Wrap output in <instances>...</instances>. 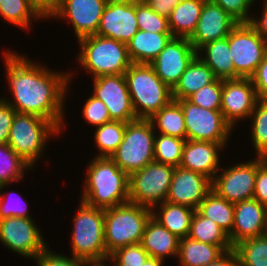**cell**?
<instances>
[{"label": "cell", "mask_w": 267, "mask_h": 266, "mask_svg": "<svg viewBox=\"0 0 267 266\" xmlns=\"http://www.w3.org/2000/svg\"><path fill=\"white\" fill-rule=\"evenodd\" d=\"M216 79L212 69L196 56L172 89L173 100L187 99L191 94L210 85Z\"/></svg>", "instance_id": "obj_27"}, {"label": "cell", "mask_w": 267, "mask_h": 266, "mask_svg": "<svg viewBox=\"0 0 267 266\" xmlns=\"http://www.w3.org/2000/svg\"><path fill=\"white\" fill-rule=\"evenodd\" d=\"M196 56L197 51L189 38L173 37L150 65L156 75L173 89Z\"/></svg>", "instance_id": "obj_17"}, {"label": "cell", "mask_w": 267, "mask_h": 266, "mask_svg": "<svg viewBox=\"0 0 267 266\" xmlns=\"http://www.w3.org/2000/svg\"><path fill=\"white\" fill-rule=\"evenodd\" d=\"M82 109L83 118L90 125L97 127L111 121L108 109L104 102L92 95L90 98H87Z\"/></svg>", "instance_id": "obj_43"}, {"label": "cell", "mask_w": 267, "mask_h": 266, "mask_svg": "<svg viewBox=\"0 0 267 266\" xmlns=\"http://www.w3.org/2000/svg\"><path fill=\"white\" fill-rule=\"evenodd\" d=\"M224 251L217 245L200 242L189 237L180 239L177 258L182 266H206Z\"/></svg>", "instance_id": "obj_29"}, {"label": "cell", "mask_w": 267, "mask_h": 266, "mask_svg": "<svg viewBox=\"0 0 267 266\" xmlns=\"http://www.w3.org/2000/svg\"><path fill=\"white\" fill-rule=\"evenodd\" d=\"M159 206L158 210L157 208L151 209V217L180 239L188 237L195 210L166 201Z\"/></svg>", "instance_id": "obj_26"}, {"label": "cell", "mask_w": 267, "mask_h": 266, "mask_svg": "<svg viewBox=\"0 0 267 266\" xmlns=\"http://www.w3.org/2000/svg\"><path fill=\"white\" fill-rule=\"evenodd\" d=\"M159 15L169 17L180 0H144Z\"/></svg>", "instance_id": "obj_50"}, {"label": "cell", "mask_w": 267, "mask_h": 266, "mask_svg": "<svg viewBox=\"0 0 267 266\" xmlns=\"http://www.w3.org/2000/svg\"><path fill=\"white\" fill-rule=\"evenodd\" d=\"M151 209L128 202L104 210V236L107 257L115 250L141 243Z\"/></svg>", "instance_id": "obj_5"}, {"label": "cell", "mask_w": 267, "mask_h": 266, "mask_svg": "<svg viewBox=\"0 0 267 266\" xmlns=\"http://www.w3.org/2000/svg\"><path fill=\"white\" fill-rule=\"evenodd\" d=\"M250 79L256 89L258 100L267 102V55L258 65Z\"/></svg>", "instance_id": "obj_47"}, {"label": "cell", "mask_w": 267, "mask_h": 266, "mask_svg": "<svg viewBox=\"0 0 267 266\" xmlns=\"http://www.w3.org/2000/svg\"><path fill=\"white\" fill-rule=\"evenodd\" d=\"M149 257L141 243H136L115 250L109 255L108 261L115 266H142Z\"/></svg>", "instance_id": "obj_41"}, {"label": "cell", "mask_w": 267, "mask_h": 266, "mask_svg": "<svg viewBox=\"0 0 267 266\" xmlns=\"http://www.w3.org/2000/svg\"><path fill=\"white\" fill-rule=\"evenodd\" d=\"M227 143L187 140L185 142L180 167L201 173L211 180L220 171L219 152Z\"/></svg>", "instance_id": "obj_22"}, {"label": "cell", "mask_w": 267, "mask_h": 266, "mask_svg": "<svg viewBox=\"0 0 267 266\" xmlns=\"http://www.w3.org/2000/svg\"><path fill=\"white\" fill-rule=\"evenodd\" d=\"M92 79V96L104 102L111 120L128 123L137 119L124 74L102 75Z\"/></svg>", "instance_id": "obj_14"}, {"label": "cell", "mask_w": 267, "mask_h": 266, "mask_svg": "<svg viewBox=\"0 0 267 266\" xmlns=\"http://www.w3.org/2000/svg\"><path fill=\"white\" fill-rule=\"evenodd\" d=\"M221 170L212 180V190L219 196L233 204L254 197L257 158Z\"/></svg>", "instance_id": "obj_13"}, {"label": "cell", "mask_w": 267, "mask_h": 266, "mask_svg": "<svg viewBox=\"0 0 267 266\" xmlns=\"http://www.w3.org/2000/svg\"><path fill=\"white\" fill-rule=\"evenodd\" d=\"M265 235L267 236V220H266V230H265Z\"/></svg>", "instance_id": "obj_55"}, {"label": "cell", "mask_w": 267, "mask_h": 266, "mask_svg": "<svg viewBox=\"0 0 267 266\" xmlns=\"http://www.w3.org/2000/svg\"><path fill=\"white\" fill-rule=\"evenodd\" d=\"M241 266H267V236L248 238L234 246Z\"/></svg>", "instance_id": "obj_36"}, {"label": "cell", "mask_w": 267, "mask_h": 266, "mask_svg": "<svg viewBox=\"0 0 267 266\" xmlns=\"http://www.w3.org/2000/svg\"><path fill=\"white\" fill-rule=\"evenodd\" d=\"M182 108L186 139L228 143L232 128L220 110H210L191 103L188 99L176 100Z\"/></svg>", "instance_id": "obj_10"}, {"label": "cell", "mask_w": 267, "mask_h": 266, "mask_svg": "<svg viewBox=\"0 0 267 266\" xmlns=\"http://www.w3.org/2000/svg\"><path fill=\"white\" fill-rule=\"evenodd\" d=\"M107 260H108V257L104 259H100V260H90V261H87V266H108L106 264ZM112 266H115V264L113 263Z\"/></svg>", "instance_id": "obj_54"}, {"label": "cell", "mask_w": 267, "mask_h": 266, "mask_svg": "<svg viewBox=\"0 0 267 266\" xmlns=\"http://www.w3.org/2000/svg\"><path fill=\"white\" fill-rule=\"evenodd\" d=\"M33 168L25 162L7 143L0 144V186L18 182L25 170Z\"/></svg>", "instance_id": "obj_34"}, {"label": "cell", "mask_w": 267, "mask_h": 266, "mask_svg": "<svg viewBox=\"0 0 267 266\" xmlns=\"http://www.w3.org/2000/svg\"><path fill=\"white\" fill-rule=\"evenodd\" d=\"M222 7L237 23H249L251 6L256 0H210Z\"/></svg>", "instance_id": "obj_44"}, {"label": "cell", "mask_w": 267, "mask_h": 266, "mask_svg": "<svg viewBox=\"0 0 267 266\" xmlns=\"http://www.w3.org/2000/svg\"><path fill=\"white\" fill-rule=\"evenodd\" d=\"M211 190L212 180L207 176L180 166L175 167L166 202L197 210Z\"/></svg>", "instance_id": "obj_19"}, {"label": "cell", "mask_w": 267, "mask_h": 266, "mask_svg": "<svg viewBox=\"0 0 267 266\" xmlns=\"http://www.w3.org/2000/svg\"><path fill=\"white\" fill-rule=\"evenodd\" d=\"M254 199L267 207V158L257 157V174Z\"/></svg>", "instance_id": "obj_46"}, {"label": "cell", "mask_w": 267, "mask_h": 266, "mask_svg": "<svg viewBox=\"0 0 267 266\" xmlns=\"http://www.w3.org/2000/svg\"><path fill=\"white\" fill-rule=\"evenodd\" d=\"M263 2V10H262V16L260 15V19L254 18V16L251 18L249 24L256 30V32L267 42V0H264Z\"/></svg>", "instance_id": "obj_51"}, {"label": "cell", "mask_w": 267, "mask_h": 266, "mask_svg": "<svg viewBox=\"0 0 267 266\" xmlns=\"http://www.w3.org/2000/svg\"><path fill=\"white\" fill-rule=\"evenodd\" d=\"M175 167L151 162L129 176V200L147 208L166 201Z\"/></svg>", "instance_id": "obj_9"}, {"label": "cell", "mask_w": 267, "mask_h": 266, "mask_svg": "<svg viewBox=\"0 0 267 266\" xmlns=\"http://www.w3.org/2000/svg\"><path fill=\"white\" fill-rule=\"evenodd\" d=\"M0 17L26 30H30L31 20L43 19L26 0H0Z\"/></svg>", "instance_id": "obj_35"}, {"label": "cell", "mask_w": 267, "mask_h": 266, "mask_svg": "<svg viewBox=\"0 0 267 266\" xmlns=\"http://www.w3.org/2000/svg\"><path fill=\"white\" fill-rule=\"evenodd\" d=\"M16 111L0 97V144L8 141L10 128Z\"/></svg>", "instance_id": "obj_48"}, {"label": "cell", "mask_w": 267, "mask_h": 266, "mask_svg": "<svg viewBox=\"0 0 267 266\" xmlns=\"http://www.w3.org/2000/svg\"><path fill=\"white\" fill-rule=\"evenodd\" d=\"M267 207L251 198L234 204V226L229 235L234 247L240 241L265 234Z\"/></svg>", "instance_id": "obj_21"}, {"label": "cell", "mask_w": 267, "mask_h": 266, "mask_svg": "<svg viewBox=\"0 0 267 266\" xmlns=\"http://www.w3.org/2000/svg\"><path fill=\"white\" fill-rule=\"evenodd\" d=\"M237 24L222 7L206 0L189 41L197 51L206 43L226 38Z\"/></svg>", "instance_id": "obj_20"}, {"label": "cell", "mask_w": 267, "mask_h": 266, "mask_svg": "<svg viewBox=\"0 0 267 266\" xmlns=\"http://www.w3.org/2000/svg\"><path fill=\"white\" fill-rule=\"evenodd\" d=\"M186 140L175 136L157 134L154 144V161L179 167Z\"/></svg>", "instance_id": "obj_37"}, {"label": "cell", "mask_w": 267, "mask_h": 266, "mask_svg": "<svg viewBox=\"0 0 267 266\" xmlns=\"http://www.w3.org/2000/svg\"><path fill=\"white\" fill-rule=\"evenodd\" d=\"M6 186H9V185H1L0 186V220L6 219L9 217L31 218V216H30L31 214H29V211L27 208L28 205L25 204L27 201L24 200V203H23L22 202L23 198L19 194H17L16 196H12L13 195L12 193H15V191L3 193L2 189L5 188ZM5 193H8V194L10 193L11 195H8ZM18 195H19V197H18ZM11 196H12V198L13 197H15V198L17 197V198L14 199V201H13V199H11ZM22 203L25 205L23 206Z\"/></svg>", "instance_id": "obj_42"}, {"label": "cell", "mask_w": 267, "mask_h": 266, "mask_svg": "<svg viewBox=\"0 0 267 266\" xmlns=\"http://www.w3.org/2000/svg\"><path fill=\"white\" fill-rule=\"evenodd\" d=\"M108 0H58L52 15L55 19H67L78 38L95 35Z\"/></svg>", "instance_id": "obj_18"}, {"label": "cell", "mask_w": 267, "mask_h": 266, "mask_svg": "<svg viewBox=\"0 0 267 266\" xmlns=\"http://www.w3.org/2000/svg\"><path fill=\"white\" fill-rule=\"evenodd\" d=\"M43 18L50 19L54 14L58 0H26Z\"/></svg>", "instance_id": "obj_49"}, {"label": "cell", "mask_w": 267, "mask_h": 266, "mask_svg": "<svg viewBox=\"0 0 267 266\" xmlns=\"http://www.w3.org/2000/svg\"><path fill=\"white\" fill-rule=\"evenodd\" d=\"M87 165L80 201L109 209L130 202L129 175L109 157H94Z\"/></svg>", "instance_id": "obj_2"}, {"label": "cell", "mask_w": 267, "mask_h": 266, "mask_svg": "<svg viewBox=\"0 0 267 266\" xmlns=\"http://www.w3.org/2000/svg\"><path fill=\"white\" fill-rule=\"evenodd\" d=\"M137 119H150L172 100V89L150 64L133 63L124 73Z\"/></svg>", "instance_id": "obj_3"}, {"label": "cell", "mask_w": 267, "mask_h": 266, "mask_svg": "<svg viewBox=\"0 0 267 266\" xmlns=\"http://www.w3.org/2000/svg\"><path fill=\"white\" fill-rule=\"evenodd\" d=\"M222 98V79H216L210 85L200 88L198 91L191 94L187 99L202 108L210 110L221 109Z\"/></svg>", "instance_id": "obj_40"}, {"label": "cell", "mask_w": 267, "mask_h": 266, "mask_svg": "<svg viewBox=\"0 0 267 266\" xmlns=\"http://www.w3.org/2000/svg\"><path fill=\"white\" fill-rule=\"evenodd\" d=\"M155 132L186 140V127L181 105L172 100L150 119ZM156 127V128H155Z\"/></svg>", "instance_id": "obj_32"}, {"label": "cell", "mask_w": 267, "mask_h": 266, "mask_svg": "<svg viewBox=\"0 0 267 266\" xmlns=\"http://www.w3.org/2000/svg\"><path fill=\"white\" fill-rule=\"evenodd\" d=\"M258 101L250 78L222 80L221 109L226 122L233 128L236 122L249 119Z\"/></svg>", "instance_id": "obj_16"}, {"label": "cell", "mask_w": 267, "mask_h": 266, "mask_svg": "<svg viewBox=\"0 0 267 266\" xmlns=\"http://www.w3.org/2000/svg\"><path fill=\"white\" fill-rule=\"evenodd\" d=\"M206 0H180L168 17L173 37L190 38L194 33Z\"/></svg>", "instance_id": "obj_28"}, {"label": "cell", "mask_w": 267, "mask_h": 266, "mask_svg": "<svg viewBox=\"0 0 267 266\" xmlns=\"http://www.w3.org/2000/svg\"><path fill=\"white\" fill-rule=\"evenodd\" d=\"M138 29L153 33H171L168 17L159 15L144 0H136Z\"/></svg>", "instance_id": "obj_39"}, {"label": "cell", "mask_w": 267, "mask_h": 266, "mask_svg": "<svg viewBox=\"0 0 267 266\" xmlns=\"http://www.w3.org/2000/svg\"><path fill=\"white\" fill-rule=\"evenodd\" d=\"M126 124L121 121L111 120L101 126H97L94 135V144L99 150L94 157H111L122 143L126 130Z\"/></svg>", "instance_id": "obj_33"}, {"label": "cell", "mask_w": 267, "mask_h": 266, "mask_svg": "<svg viewBox=\"0 0 267 266\" xmlns=\"http://www.w3.org/2000/svg\"><path fill=\"white\" fill-rule=\"evenodd\" d=\"M47 247L36 259L37 266H87V261L65 256L64 254H57Z\"/></svg>", "instance_id": "obj_45"}, {"label": "cell", "mask_w": 267, "mask_h": 266, "mask_svg": "<svg viewBox=\"0 0 267 266\" xmlns=\"http://www.w3.org/2000/svg\"><path fill=\"white\" fill-rule=\"evenodd\" d=\"M141 245L150 257L165 260L166 257H177L180 238L150 217L144 228Z\"/></svg>", "instance_id": "obj_23"}, {"label": "cell", "mask_w": 267, "mask_h": 266, "mask_svg": "<svg viewBox=\"0 0 267 266\" xmlns=\"http://www.w3.org/2000/svg\"><path fill=\"white\" fill-rule=\"evenodd\" d=\"M33 218L9 217L0 220V242L20 256L36 259L48 245Z\"/></svg>", "instance_id": "obj_12"}, {"label": "cell", "mask_w": 267, "mask_h": 266, "mask_svg": "<svg viewBox=\"0 0 267 266\" xmlns=\"http://www.w3.org/2000/svg\"><path fill=\"white\" fill-rule=\"evenodd\" d=\"M3 55L8 88L13 101L3 99L16 112L42 117L52 121L62 130L66 125L63 123V102L73 74L51 71L44 65L26 58L27 56L8 49Z\"/></svg>", "instance_id": "obj_1"}, {"label": "cell", "mask_w": 267, "mask_h": 266, "mask_svg": "<svg viewBox=\"0 0 267 266\" xmlns=\"http://www.w3.org/2000/svg\"><path fill=\"white\" fill-rule=\"evenodd\" d=\"M197 211L217 223L228 235L234 226V204L211 190L199 204Z\"/></svg>", "instance_id": "obj_31"}, {"label": "cell", "mask_w": 267, "mask_h": 266, "mask_svg": "<svg viewBox=\"0 0 267 266\" xmlns=\"http://www.w3.org/2000/svg\"><path fill=\"white\" fill-rule=\"evenodd\" d=\"M188 237L200 242L219 246L224 252L234 248L229 235L214 221L195 210Z\"/></svg>", "instance_id": "obj_30"}, {"label": "cell", "mask_w": 267, "mask_h": 266, "mask_svg": "<svg viewBox=\"0 0 267 266\" xmlns=\"http://www.w3.org/2000/svg\"><path fill=\"white\" fill-rule=\"evenodd\" d=\"M163 263L162 259L149 257L142 266H162Z\"/></svg>", "instance_id": "obj_53"}, {"label": "cell", "mask_w": 267, "mask_h": 266, "mask_svg": "<svg viewBox=\"0 0 267 266\" xmlns=\"http://www.w3.org/2000/svg\"><path fill=\"white\" fill-rule=\"evenodd\" d=\"M138 30L136 0H108L96 35L127 44Z\"/></svg>", "instance_id": "obj_15"}, {"label": "cell", "mask_w": 267, "mask_h": 266, "mask_svg": "<svg viewBox=\"0 0 267 266\" xmlns=\"http://www.w3.org/2000/svg\"><path fill=\"white\" fill-rule=\"evenodd\" d=\"M229 48L235 72L250 78L267 55V42L249 23H238L229 34Z\"/></svg>", "instance_id": "obj_11"}, {"label": "cell", "mask_w": 267, "mask_h": 266, "mask_svg": "<svg viewBox=\"0 0 267 266\" xmlns=\"http://www.w3.org/2000/svg\"><path fill=\"white\" fill-rule=\"evenodd\" d=\"M75 214L71 234L72 256L85 261L107 258L104 210L81 201Z\"/></svg>", "instance_id": "obj_7"}, {"label": "cell", "mask_w": 267, "mask_h": 266, "mask_svg": "<svg viewBox=\"0 0 267 266\" xmlns=\"http://www.w3.org/2000/svg\"><path fill=\"white\" fill-rule=\"evenodd\" d=\"M172 38L171 33L138 30L127 43V50L132 63L150 64Z\"/></svg>", "instance_id": "obj_25"}, {"label": "cell", "mask_w": 267, "mask_h": 266, "mask_svg": "<svg viewBox=\"0 0 267 266\" xmlns=\"http://www.w3.org/2000/svg\"><path fill=\"white\" fill-rule=\"evenodd\" d=\"M197 56L212 69L213 74L217 79L225 80L241 78L235 72L233 61L231 59L229 35L226 38L206 43L197 50Z\"/></svg>", "instance_id": "obj_24"}, {"label": "cell", "mask_w": 267, "mask_h": 266, "mask_svg": "<svg viewBox=\"0 0 267 266\" xmlns=\"http://www.w3.org/2000/svg\"><path fill=\"white\" fill-rule=\"evenodd\" d=\"M61 131L52 121L36 115L16 112L7 144L33 168L43 157L42 152L46 149L47 140L55 134L57 136Z\"/></svg>", "instance_id": "obj_6"}, {"label": "cell", "mask_w": 267, "mask_h": 266, "mask_svg": "<svg viewBox=\"0 0 267 266\" xmlns=\"http://www.w3.org/2000/svg\"><path fill=\"white\" fill-rule=\"evenodd\" d=\"M80 52L76 61L83 69L91 73L93 78L102 75H119L133 64L127 50V44L120 41L90 35L80 38Z\"/></svg>", "instance_id": "obj_4"}, {"label": "cell", "mask_w": 267, "mask_h": 266, "mask_svg": "<svg viewBox=\"0 0 267 266\" xmlns=\"http://www.w3.org/2000/svg\"><path fill=\"white\" fill-rule=\"evenodd\" d=\"M249 118L256 157L267 158V102L258 100Z\"/></svg>", "instance_id": "obj_38"}, {"label": "cell", "mask_w": 267, "mask_h": 266, "mask_svg": "<svg viewBox=\"0 0 267 266\" xmlns=\"http://www.w3.org/2000/svg\"><path fill=\"white\" fill-rule=\"evenodd\" d=\"M156 132L149 119H136L126 124L122 143L111 155L115 164L129 176L154 162Z\"/></svg>", "instance_id": "obj_8"}, {"label": "cell", "mask_w": 267, "mask_h": 266, "mask_svg": "<svg viewBox=\"0 0 267 266\" xmlns=\"http://www.w3.org/2000/svg\"><path fill=\"white\" fill-rule=\"evenodd\" d=\"M206 266H241L239 257L234 248L225 251L215 261L207 264Z\"/></svg>", "instance_id": "obj_52"}]
</instances>
